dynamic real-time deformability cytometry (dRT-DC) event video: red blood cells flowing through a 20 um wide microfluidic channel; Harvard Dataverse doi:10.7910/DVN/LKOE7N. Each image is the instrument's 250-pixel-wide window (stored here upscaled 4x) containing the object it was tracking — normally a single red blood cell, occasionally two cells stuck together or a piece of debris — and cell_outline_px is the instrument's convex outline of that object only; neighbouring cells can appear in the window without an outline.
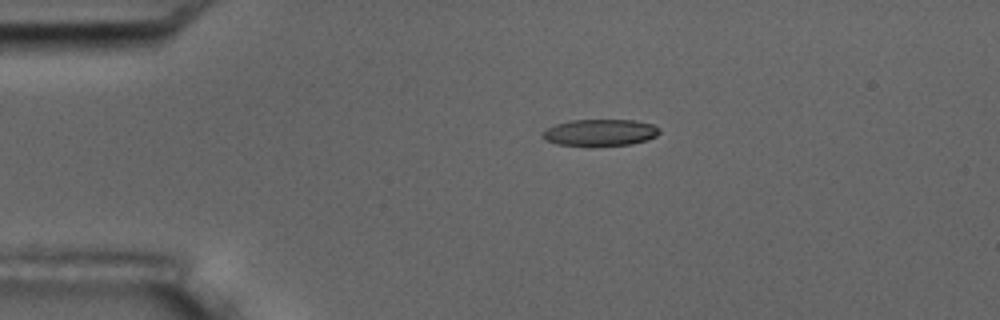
{"species": "common noctule bat (a hibernating species)", "species_latin": "Nyctalus noctula", "temperature_condition": "room temperature", "stored_images_in_passage": 8, "camera_frame_rate_fps": 3000, "um_per_image_px": 0.085, "animal": {"sex": "male", "body_mass_g": 17.5, "forearm_length_mm": 52.3}, "frame": {"image": 1, "passage_image": 1, "time_ms": 0.0, "image_size_px": [1000, 320], "cell_outline_px": [[660, 132], [656, 136], [648, 140], [632, 144], [592, 148], [588, 148], [556, 144], [540, 136], [548, 128], [556, 124], [568, 120], [636, 120], [652, 124], [660, 128]], "centroid_in_image_um": [51.02, 11.3], "position_along_channel_um": 34.0, "area_um2": 18.84}}
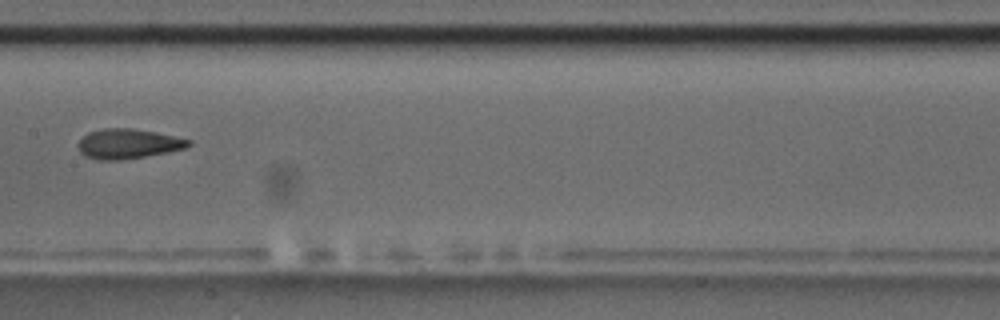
{"frame": {"image": 2, "passage_image": 6, "time_ms": 5.667, "image_size_px": [1000, 320], "cell_outline_px": [[192, 144], [184, 148], [168, 152], [120, 160], [100, 160], [88, 156], [80, 152], [76, 144], [88, 132], [104, 128], [128, 128], [156, 132], [192, 140]], "centroid_in_image_um": [10.89, 12.21], "position_along_channel_um": 196.5, "area_um2": 19.02}}
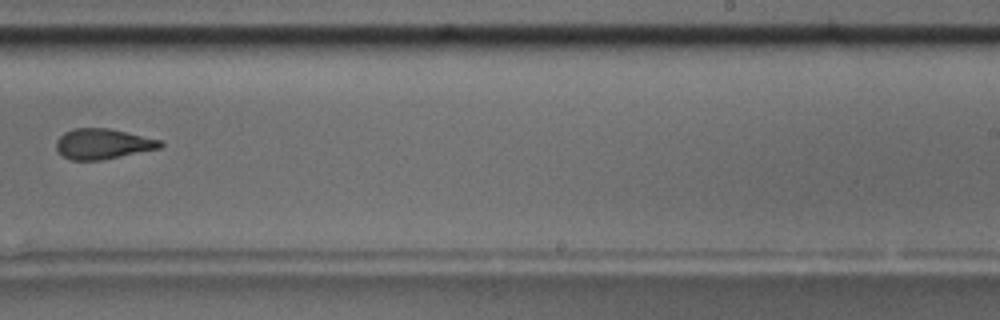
{"frame": {"image": 3, "passage_image": 8, "time_ms": 8.0, "image_size_px": [1000, 320], "cell_outline_px": [[164, 144], [160, 148], [100, 160], [72, 160], [64, 156], [56, 148], [56, 140], [64, 132], [72, 128], [112, 128], [160, 140]], "centroid_in_image_um": [8.73, 12.21], "position_along_channel_um": 280.3, "area_um2": 18.32}}